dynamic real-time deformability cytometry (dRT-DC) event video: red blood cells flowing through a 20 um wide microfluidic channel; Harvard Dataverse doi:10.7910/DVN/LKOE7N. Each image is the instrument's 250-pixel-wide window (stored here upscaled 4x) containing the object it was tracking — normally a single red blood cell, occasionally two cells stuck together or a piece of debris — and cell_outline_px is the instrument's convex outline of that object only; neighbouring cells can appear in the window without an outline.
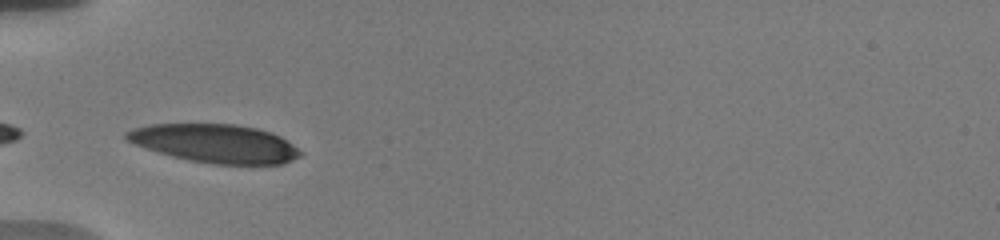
{"species": "human", "species_latin": "Homo sapiens", "temperature_condition": "warm", "stored_images_in_passage": 37, "camera_frame_rate_fps": 3000, "um_per_image_px": 0.085, "donor": {"sex": "male"}, "frame": {"image": 1, "passage_image": 1, "time_ms": 0.0, "image_size_px": [1000, 240], "cell_outline_px": [[304, 152], [300, 156], [292, 160], [280, 164], [216, 164], [188, 160], [172, 156], [136, 144], [128, 140], [124, 136], [124, 132], [132, 128], [148, 124], [236, 124], [256, 128], [272, 132], [280, 136]], "centroid_in_image_um": [18.31, 12.18], "position_along_channel_um": 66.7, "area_um2": 38.84}}
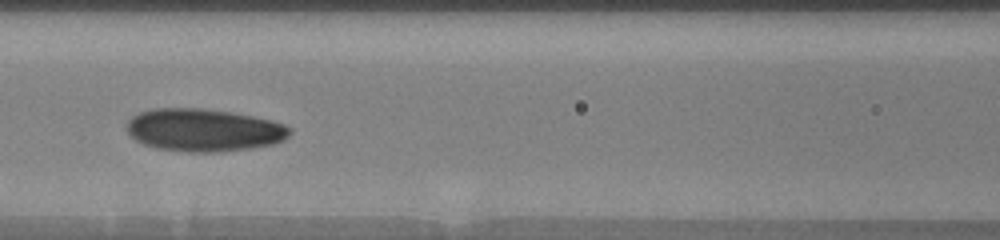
{"frame": {"image": 2, "passage_image": 8, "time_ms": 2.333, "image_size_px": [1000, 240], "cell_outline_px": [[292, 132], [284, 140], [272, 144], [252, 148], [216, 152], [188, 152], [156, 148], [144, 144], [136, 140], [128, 132], [128, 120], [132, 116], [140, 112], [152, 108], [200, 108], [232, 112], [272, 120], [284, 124], [292, 128]], "centroid_in_image_um": [17.34, 11.05], "position_along_channel_um": 149.3, "area_um2": 40.63}}
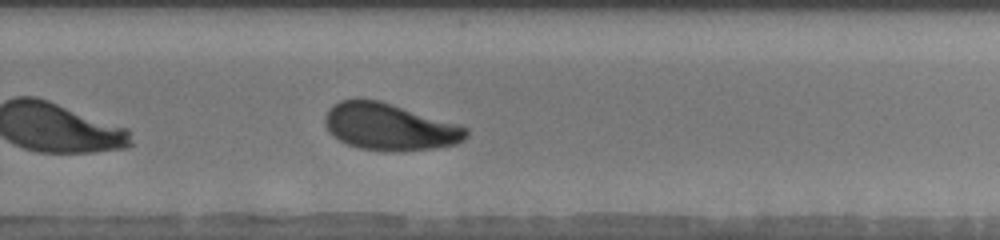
{"frame": {"image": 3, "passage_image": 20, "time_ms": 6.333, "image_size_px": [1000, 240], "cell_outline_px": [[468, 136], [456, 144], [436, 148], [400, 152], [392, 152], [360, 148], [348, 144], [332, 136], [328, 132], [324, 124], [324, 120], [328, 108], [332, 104], [340, 100], [356, 96], [380, 100], [460, 124], [468, 128]], "centroid_in_image_um": [33.08, 10.75], "position_along_channel_um": 296.7, "area_um2": 39.54}, "authors_computed_cell_mechanics": {"area_um2": 39.1306, "velocity_mm_per_s": 3.7017, "shape_relaxation_time_tau1_ms": 3.4363, "shape_relaxation_time_tau2_ms": 2.2128, "deformation_change_tau1": 0.1329, "deformation_change_tau2": 0.0808}}